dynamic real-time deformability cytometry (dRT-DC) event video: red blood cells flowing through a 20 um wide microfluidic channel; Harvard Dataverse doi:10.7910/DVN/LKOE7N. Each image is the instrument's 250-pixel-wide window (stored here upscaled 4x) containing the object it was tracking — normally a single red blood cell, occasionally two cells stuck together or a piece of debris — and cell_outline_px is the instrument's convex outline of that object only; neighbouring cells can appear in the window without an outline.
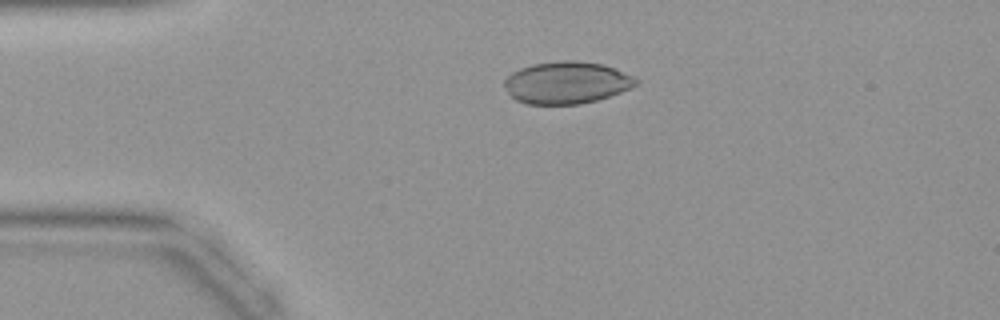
{"species": "common noctule bat (a hibernating species)", "species_latin": "Nyctalus noctula", "temperature_condition": "warm", "stored_images_in_passage": 42, "camera_frame_rate_fps": 3000, "um_per_image_px": 0.085, "animal": {"sex": "female", "body_mass_g": 19.9}, "frame": {"image": 1, "passage_image": 9, "time_ms": 2.667, "image_size_px": [1000, 320], "cell_outline_px": [[640, 84], [632, 88], [596, 100], [580, 104], [528, 104], [516, 100], [508, 92], [504, 84], [504, 80], [512, 72], [520, 68], [532, 64], [564, 60], [576, 60], [604, 64], [632, 76], [640, 80]], "centroid_in_image_um": [48.18, 7.02], "position_along_channel_um": 36.8, "area_um2": 32.31}}
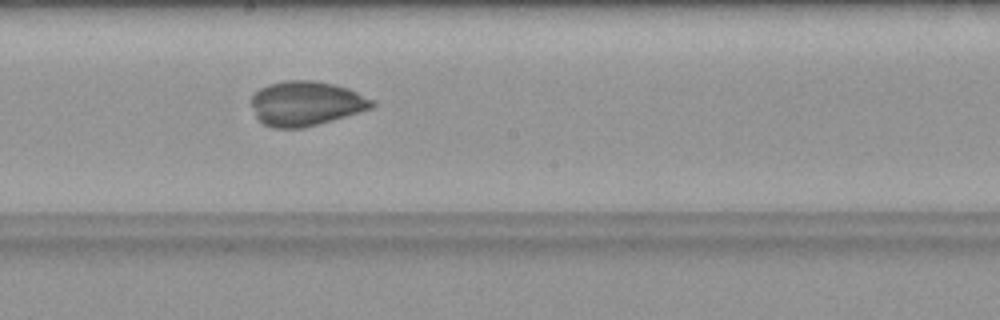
{"frame": {"image": 2, "passage_image": 23, "time_ms": 7.333, "image_size_px": [1000, 320], "cell_outline_px": [[376, 104], [372, 108], [332, 120], [304, 128], [272, 128], [264, 124], [256, 116], [252, 104], [252, 96], [260, 88], [268, 84], [288, 80], [312, 80], [332, 84], [348, 88], [376, 100]], "centroid_in_image_um": [26.03, 8.79], "position_along_channel_um": 222.2, "area_um2": 31.27}}
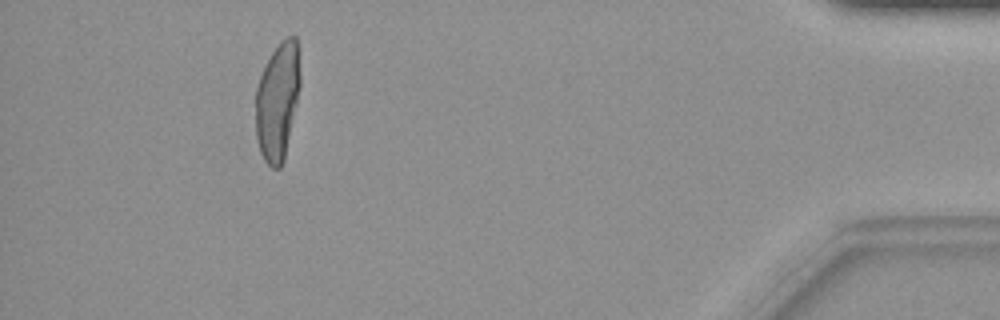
{"frame": {"image": 3, "passage_image": 39, "time_ms": 12.667, "image_size_px": [1000, 320], "cell_outline_px": [[300, 88], [284, 160], [280, 168], [272, 168], [264, 160], [260, 152], [256, 136], [256, 88], [260, 76], [272, 52], [280, 40], [288, 36], [296, 36], [300, 72]], "centroid_in_image_um": [23.6, 8.59], "position_along_channel_um": 411.6, "area_um2": 30.52}}